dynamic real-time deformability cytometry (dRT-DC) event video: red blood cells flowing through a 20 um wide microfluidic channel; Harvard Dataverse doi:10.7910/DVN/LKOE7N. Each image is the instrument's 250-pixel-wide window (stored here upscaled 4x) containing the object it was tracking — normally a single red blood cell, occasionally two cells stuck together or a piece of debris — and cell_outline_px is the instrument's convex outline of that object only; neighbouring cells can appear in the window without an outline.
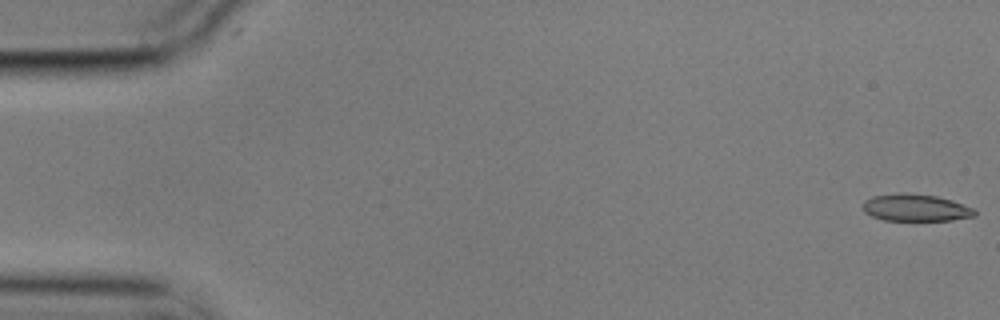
{"species": "common noctule bat (a hibernating species)", "species_latin": "Nyctalus noctula", "temperature_condition": "cold", "stored_images_in_passage": 56, "camera_frame_rate_fps": 3000, "um_per_image_px": 0.085, "animal": {"sex": "male", "body_mass_g": 17.9}, "frame": {"image": 1, "passage_image": 1, "time_ms": 0.0, "image_size_px": [1000, 320], "cell_outline_px": [[976, 216], [952, 220], [884, 220], [872, 216], [864, 212], [864, 200], [872, 196], [896, 192], [908, 192], [936, 196], [952, 200], [976, 208]], "centroid_in_image_um": [77.85, 17.64], "position_along_channel_um": 7.1, "area_um2": 17.92}}
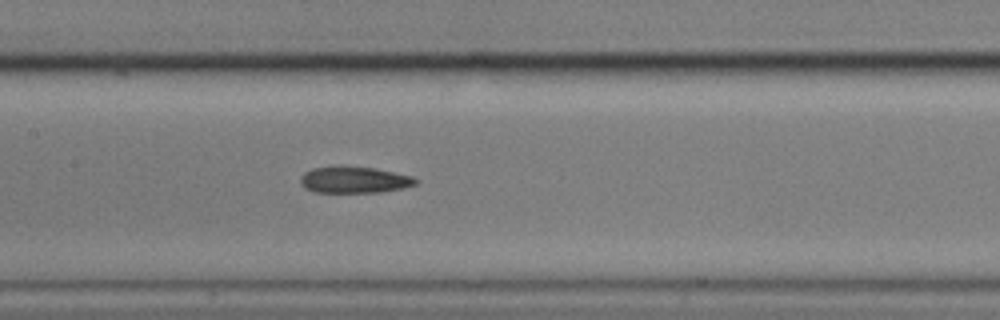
{"frame": {"image": 2, "passage_image": 27, "time_ms": 8.667, "image_size_px": [1000, 320], "cell_outline_px": [[420, 180], [416, 184], [404, 188], [380, 192], [312, 192], [304, 188], [300, 184], [300, 176], [304, 172], [312, 168], [340, 164], [344, 164], [372, 168], [412, 176]], "centroid_in_image_um": [30.06, 15.26], "position_along_channel_um": 177.3, "area_um2": 18.26}}
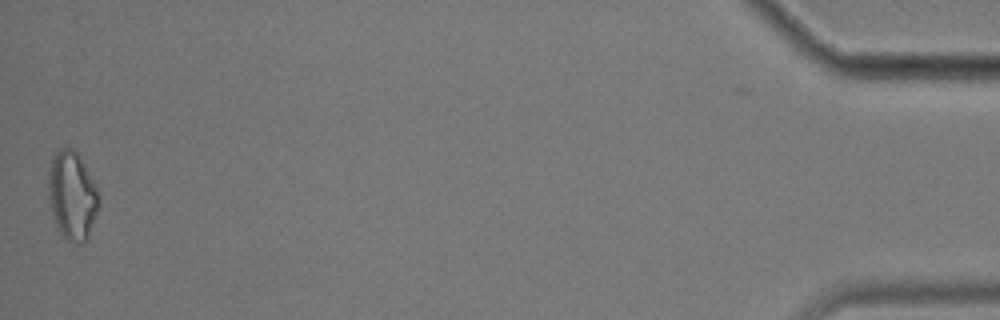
{"frame": {"image": 3, "passage_image": 56, "time_ms": 18.333, "image_size_px": [1000, 320], "cell_outline_px": [[100, 204], [88, 236], [84, 240], [76, 244], [68, 240], [60, 232], [56, 224], [52, 212], [48, 196], [48, 176], [52, 156], [60, 148], [72, 148], [80, 156], [100, 196]], "centroid_in_image_um": [6.13, 16.6], "position_along_channel_um": 429.1, "area_um2": 25.72}, "authors_computed_cell_mechanics": {"area_um2": 18.6983, "velocity_mm_per_s": 3.5543, "shape_relaxation_time_tau1_ms": null, "shape_relaxation_time_tau2_ms": 3.5017, "deformation_change_tau1": null, "deformation_change_tau2": 0.1152}}